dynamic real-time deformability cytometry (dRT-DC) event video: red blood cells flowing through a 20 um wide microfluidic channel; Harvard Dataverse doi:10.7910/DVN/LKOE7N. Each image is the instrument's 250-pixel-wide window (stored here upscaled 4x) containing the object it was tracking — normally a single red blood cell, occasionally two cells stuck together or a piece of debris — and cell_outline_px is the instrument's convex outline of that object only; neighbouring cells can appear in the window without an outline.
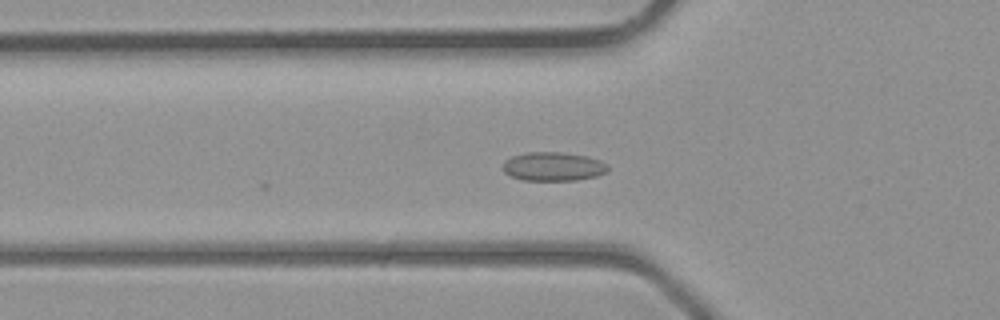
{"species": "common noctule bat (a hibernating species)", "species_latin": "Nyctalus noctula", "temperature_condition": "room temperature", "stored_images_in_passage": 29, "camera_frame_rate_fps": 3000, "um_per_image_px": 0.085, "animal": {"sex": "male", "body_mass_g": 23.1, "forearm_length_mm": 52.7}, "frame": {"image": 1, "passage_image": 2, "time_ms": 0.333, "image_size_px": [1000, 320], "cell_outline_px": [[608, 172], [596, 176], [576, 180], [520, 180], [504, 172], [504, 160], [512, 156], [528, 152], [560, 152], [588, 156], [600, 160], [608, 164]], "centroid_in_image_um": [47.05, 14.15], "position_along_channel_um": 78.8, "area_um2": 17.69}}
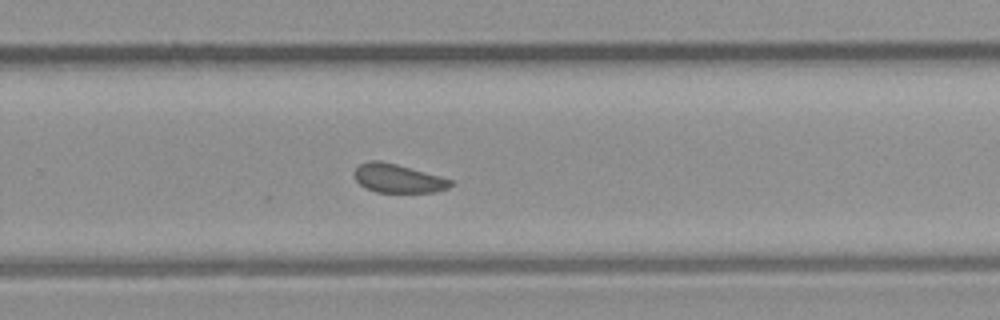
{"frame": {"image": 2, "passage_image": 15, "time_ms": 4.667, "image_size_px": [1000, 320], "cell_outline_px": [[452, 184], [448, 188], [436, 192], [376, 192], [360, 184], [356, 180], [356, 168], [360, 164], [368, 160], [380, 160], [396, 164], [440, 176], [452, 180]], "centroid_in_image_um": [33.84, 15.16], "position_along_channel_um": 296.0, "area_um2": 15.84}}
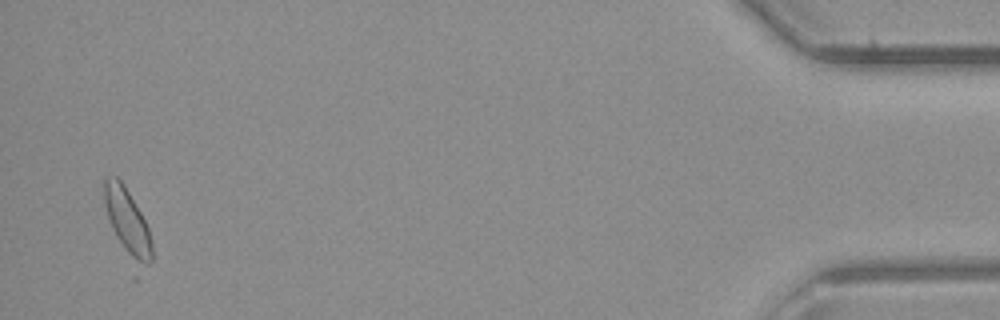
{"frame": {"image": 3, "passage_image": 28, "time_ms": 9.0, "image_size_px": [1000, 320], "cell_outline_px": [[152, 260], [148, 264], [144, 264], [132, 256], [124, 248], [116, 236], [112, 228], [104, 204], [104, 180], [108, 176], [116, 176], [124, 184], [140, 212], [148, 228], [152, 244]], "centroid_in_image_um": [10.81, 18.73], "position_along_channel_um": 424.4, "area_um2": 17.34}}